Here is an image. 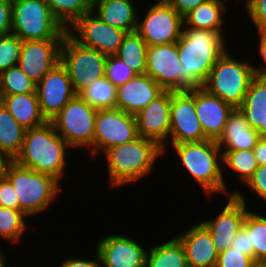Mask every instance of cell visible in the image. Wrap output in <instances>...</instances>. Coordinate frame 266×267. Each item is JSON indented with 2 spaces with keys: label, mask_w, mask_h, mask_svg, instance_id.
I'll return each instance as SVG.
<instances>
[{
  "label": "cell",
  "mask_w": 266,
  "mask_h": 267,
  "mask_svg": "<svg viewBox=\"0 0 266 267\" xmlns=\"http://www.w3.org/2000/svg\"><path fill=\"white\" fill-rule=\"evenodd\" d=\"M13 161L8 154L0 151V179L5 177L8 167Z\"/></svg>",
  "instance_id": "49"
},
{
  "label": "cell",
  "mask_w": 266,
  "mask_h": 267,
  "mask_svg": "<svg viewBox=\"0 0 266 267\" xmlns=\"http://www.w3.org/2000/svg\"><path fill=\"white\" fill-rule=\"evenodd\" d=\"M228 49L211 69L203 88L233 108L243 103L247 90L256 77L251 59H239Z\"/></svg>",
  "instance_id": "6"
},
{
  "label": "cell",
  "mask_w": 266,
  "mask_h": 267,
  "mask_svg": "<svg viewBox=\"0 0 266 267\" xmlns=\"http://www.w3.org/2000/svg\"><path fill=\"white\" fill-rule=\"evenodd\" d=\"M138 137L136 117L118 108L97 110L94 131V158L105 150ZM101 151V152H100Z\"/></svg>",
  "instance_id": "12"
},
{
  "label": "cell",
  "mask_w": 266,
  "mask_h": 267,
  "mask_svg": "<svg viewBox=\"0 0 266 267\" xmlns=\"http://www.w3.org/2000/svg\"><path fill=\"white\" fill-rule=\"evenodd\" d=\"M165 90L146 73L136 74L117 87L116 108L136 115Z\"/></svg>",
  "instance_id": "22"
},
{
  "label": "cell",
  "mask_w": 266,
  "mask_h": 267,
  "mask_svg": "<svg viewBox=\"0 0 266 267\" xmlns=\"http://www.w3.org/2000/svg\"><path fill=\"white\" fill-rule=\"evenodd\" d=\"M247 17L252 21L257 32L266 31V0H247L244 3Z\"/></svg>",
  "instance_id": "40"
},
{
  "label": "cell",
  "mask_w": 266,
  "mask_h": 267,
  "mask_svg": "<svg viewBox=\"0 0 266 267\" xmlns=\"http://www.w3.org/2000/svg\"><path fill=\"white\" fill-rule=\"evenodd\" d=\"M53 16L68 29L77 19L93 10L94 0H46Z\"/></svg>",
  "instance_id": "35"
},
{
  "label": "cell",
  "mask_w": 266,
  "mask_h": 267,
  "mask_svg": "<svg viewBox=\"0 0 266 267\" xmlns=\"http://www.w3.org/2000/svg\"><path fill=\"white\" fill-rule=\"evenodd\" d=\"M104 235L96 244L102 267H146L148 247L128 234Z\"/></svg>",
  "instance_id": "15"
},
{
  "label": "cell",
  "mask_w": 266,
  "mask_h": 267,
  "mask_svg": "<svg viewBox=\"0 0 266 267\" xmlns=\"http://www.w3.org/2000/svg\"><path fill=\"white\" fill-rule=\"evenodd\" d=\"M135 75L136 73L131 70L122 59L116 55L107 56L105 77L116 87L123 85Z\"/></svg>",
  "instance_id": "38"
},
{
  "label": "cell",
  "mask_w": 266,
  "mask_h": 267,
  "mask_svg": "<svg viewBox=\"0 0 266 267\" xmlns=\"http://www.w3.org/2000/svg\"><path fill=\"white\" fill-rule=\"evenodd\" d=\"M226 38L217 31L183 27L177 41L181 62L179 91L203 87L217 60L231 49Z\"/></svg>",
  "instance_id": "1"
},
{
  "label": "cell",
  "mask_w": 266,
  "mask_h": 267,
  "mask_svg": "<svg viewBox=\"0 0 266 267\" xmlns=\"http://www.w3.org/2000/svg\"><path fill=\"white\" fill-rule=\"evenodd\" d=\"M106 58V55L82 45L68 32L65 33L60 48V63L67 69L77 95L96 78L105 76Z\"/></svg>",
  "instance_id": "9"
},
{
  "label": "cell",
  "mask_w": 266,
  "mask_h": 267,
  "mask_svg": "<svg viewBox=\"0 0 266 267\" xmlns=\"http://www.w3.org/2000/svg\"><path fill=\"white\" fill-rule=\"evenodd\" d=\"M257 263L248 255L230 246L218 254L216 267H255Z\"/></svg>",
  "instance_id": "39"
},
{
  "label": "cell",
  "mask_w": 266,
  "mask_h": 267,
  "mask_svg": "<svg viewBox=\"0 0 266 267\" xmlns=\"http://www.w3.org/2000/svg\"><path fill=\"white\" fill-rule=\"evenodd\" d=\"M165 241L148 247L146 267H189L181 242L175 236Z\"/></svg>",
  "instance_id": "28"
},
{
  "label": "cell",
  "mask_w": 266,
  "mask_h": 267,
  "mask_svg": "<svg viewBox=\"0 0 266 267\" xmlns=\"http://www.w3.org/2000/svg\"><path fill=\"white\" fill-rule=\"evenodd\" d=\"M180 71L177 42L148 46L145 73L165 91H179Z\"/></svg>",
  "instance_id": "19"
},
{
  "label": "cell",
  "mask_w": 266,
  "mask_h": 267,
  "mask_svg": "<svg viewBox=\"0 0 266 267\" xmlns=\"http://www.w3.org/2000/svg\"><path fill=\"white\" fill-rule=\"evenodd\" d=\"M0 207L19 210L17 193L6 177L0 179Z\"/></svg>",
  "instance_id": "42"
},
{
  "label": "cell",
  "mask_w": 266,
  "mask_h": 267,
  "mask_svg": "<svg viewBox=\"0 0 266 267\" xmlns=\"http://www.w3.org/2000/svg\"><path fill=\"white\" fill-rule=\"evenodd\" d=\"M183 231L174 236L184 247L188 266L216 267L218 251L206 226L200 221Z\"/></svg>",
  "instance_id": "21"
},
{
  "label": "cell",
  "mask_w": 266,
  "mask_h": 267,
  "mask_svg": "<svg viewBox=\"0 0 266 267\" xmlns=\"http://www.w3.org/2000/svg\"><path fill=\"white\" fill-rule=\"evenodd\" d=\"M243 191L233 189V195L227 196L225 205L220 208V212L214 218L203 219L201 222L210 231L213 244L219 253L226 251L234 240L237 232L241 230L244 220L250 207L248 208L247 195Z\"/></svg>",
  "instance_id": "11"
},
{
  "label": "cell",
  "mask_w": 266,
  "mask_h": 267,
  "mask_svg": "<svg viewBox=\"0 0 266 267\" xmlns=\"http://www.w3.org/2000/svg\"><path fill=\"white\" fill-rule=\"evenodd\" d=\"M66 32L46 0H12L11 33L22 41L63 39Z\"/></svg>",
  "instance_id": "7"
},
{
  "label": "cell",
  "mask_w": 266,
  "mask_h": 267,
  "mask_svg": "<svg viewBox=\"0 0 266 267\" xmlns=\"http://www.w3.org/2000/svg\"><path fill=\"white\" fill-rule=\"evenodd\" d=\"M228 0H206L183 17L184 26L201 30H213L227 37L225 24ZM224 28V29H223ZM225 31V32H224Z\"/></svg>",
  "instance_id": "25"
},
{
  "label": "cell",
  "mask_w": 266,
  "mask_h": 267,
  "mask_svg": "<svg viewBox=\"0 0 266 267\" xmlns=\"http://www.w3.org/2000/svg\"><path fill=\"white\" fill-rule=\"evenodd\" d=\"M235 1H237V2H235V4H236V3H241V1L245 3L247 0H235Z\"/></svg>",
  "instance_id": "52"
},
{
  "label": "cell",
  "mask_w": 266,
  "mask_h": 267,
  "mask_svg": "<svg viewBox=\"0 0 266 267\" xmlns=\"http://www.w3.org/2000/svg\"><path fill=\"white\" fill-rule=\"evenodd\" d=\"M0 102L25 129L40 126L47 121L40 111L36 93L0 95Z\"/></svg>",
  "instance_id": "27"
},
{
  "label": "cell",
  "mask_w": 266,
  "mask_h": 267,
  "mask_svg": "<svg viewBox=\"0 0 266 267\" xmlns=\"http://www.w3.org/2000/svg\"><path fill=\"white\" fill-rule=\"evenodd\" d=\"M5 177L17 193L19 210L28 218L43 214L62 192V183L54 177L24 167L13 161Z\"/></svg>",
  "instance_id": "5"
},
{
  "label": "cell",
  "mask_w": 266,
  "mask_h": 267,
  "mask_svg": "<svg viewBox=\"0 0 266 267\" xmlns=\"http://www.w3.org/2000/svg\"><path fill=\"white\" fill-rule=\"evenodd\" d=\"M171 91H164L136 115L138 136L157 142L166 152L170 133Z\"/></svg>",
  "instance_id": "18"
},
{
  "label": "cell",
  "mask_w": 266,
  "mask_h": 267,
  "mask_svg": "<svg viewBox=\"0 0 266 267\" xmlns=\"http://www.w3.org/2000/svg\"><path fill=\"white\" fill-rule=\"evenodd\" d=\"M153 3L146 5L144 16H138L136 32L148 46L177 42L183 33V17L165 0Z\"/></svg>",
  "instance_id": "10"
},
{
  "label": "cell",
  "mask_w": 266,
  "mask_h": 267,
  "mask_svg": "<svg viewBox=\"0 0 266 267\" xmlns=\"http://www.w3.org/2000/svg\"><path fill=\"white\" fill-rule=\"evenodd\" d=\"M258 138V131L249 126L239 108H234L216 143L221 151L253 150Z\"/></svg>",
  "instance_id": "23"
},
{
  "label": "cell",
  "mask_w": 266,
  "mask_h": 267,
  "mask_svg": "<svg viewBox=\"0 0 266 267\" xmlns=\"http://www.w3.org/2000/svg\"><path fill=\"white\" fill-rule=\"evenodd\" d=\"M63 39L23 41L18 66L36 84L60 63Z\"/></svg>",
  "instance_id": "17"
},
{
  "label": "cell",
  "mask_w": 266,
  "mask_h": 267,
  "mask_svg": "<svg viewBox=\"0 0 266 267\" xmlns=\"http://www.w3.org/2000/svg\"><path fill=\"white\" fill-rule=\"evenodd\" d=\"M136 3L134 0H94L92 11L108 25L131 33L136 31L141 15Z\"/></svg>",
  "instance_id": "24"
},
{
  "label": "cell",
  "mask_w": 266,
  "mask_h": 267,
  "mask_svg": "<svg viewBox=\"0 0 266 267\" xmlns=\"http://www.w3.org/2000/svg\"><path fill=\"white\" fill-rule=\"evenodd\" d=\"M231 246L254 260V247L251 245L249 233L243 227L237 232Z\"/></svg>",
  "instance_id": "43"
},
{
  "label": "cell",
  "mask_w": 266,
  "mask_h": 267,
  "mask_svg": "<svg viewBox=\"0 0 266 267\" xmlns=\"http://www.w3.org/2000/svg\"><path fill=\"white\" fill-rule=\"evenodd\" d=\"M239 109L259 137H266V79L263 76L252 80Z\"/></svg>",
  "instance_id": "26"
},
{
  "label": "cell",
  "mask_w": 266,
  "mask_h": 267,
  "mask_svg": "<svg viewBox=\"0 0 266 267\" xmlns=\"http://www.w3.org/2000/svg\"><path fill=\"white\" fill-rule=\"evenodd\" d=\"M168 147L172 148L170 151L175 153L173 155L177 161L179 159L181 167L183 165V171L188 172L191 180L197 182L196 185L200 186L208 198L219 193L224 196L233 195V190L229 189L223 175V154L215 140L167 145L164 152L167 156Z\"/></svg>",
  "instance_id": "3"
},
{
  "label": "cell",
  "mask_w": 266,
  "mask_h": 267,
  "mask_svg": "<svg viewBox=\"0 0 266 267\" xmlns=\"http://www.w3.org/2000/svg\"><path fill=\"white\" fill-rule=\"evenodd\" d=\"M117 87L105 76L96 78L93 83L78 95L96 110L116 108Z\"/></svg>",
  "instance_id": "32"
},
{
  "label": "cell",
  "mask_w": 266,
  "mask_h": 267,
  "mask_svg": "<svg viewBox=\"0 0 266 267\" xmlns=\"http://www.w3.org/2000/svg\"><path fill=\"white\" fill-rule=\"evenodd\" d=\"M257 36L259 37L257 40V46L258 50L256 51L259 53L260 59L263 61V63H260L259 65H252L254 72L256 76H263L266 73V31L265 32H257Z\"/></svg>",
  "instance_id": "46"
},
{
  "label": "cell",
  "mask_w": 266,
  "mask_h": 267,
  "mask_svg": "<svg viewBox=\"0 0 266 267\" xmlns=\"http://www.w3.org/2000/svg\"><path fill=\"white\" fill-rule=\"evenodd\" d=\"M96 255V256H95ZM94 255V259H84V258H75L67 257L63 262H61L59 267H102L99 255L97 252Z\"/></svg>",
  "instance_id": "45"
},
{
  "label": "cell",
  "mask_w": 266,
  "mask_h": 267,
  "mask_svg": "<svg viewBox=\"0 0 266 267\" xmlns=\"http://www.w3.org/2000/svg\"><path fill=\"white\" fill-rule=\"evenodd\" d=\"M171 5L182 17L197 8L206 0H165Z\"/></svg>",
  "instance_id": "47"
},
{
  "label": "cell",
  "mask_w": 266,
  "mask_h": 267,
  "mask_svg": "<svg viewBox=\"0 0 266 267\" xmlns=\"http://www.w3.org/2000/svg\"><path fill=\"white\" fill-rule=\"evenodd\" d=\"M72 149L56 132L51 121L26 129L24 141L14 161L21 166L50 175L63 182L67 176V155Z\"/></svg>",
  "instance_id": "4"
},
{
  "label": "cell",
  "mask_w": 266,
  "mask_h": 267,
  "mask_svg": "<svg viewBox=\"0 0 266 267\" xmlns=\"http://www.w3.org/2000/svg\"><path fill=\"white\" fill-rule=\"evenodd\" d=\"M254 210V211H253ZM250 209L244 220L243 228L249 233L251 245L254 247V261L266 264V214Z\"/></svg>",
  "instance_id": "33"
},
{
  "label": "cell",
  "mask_w": 266,
  "mask_h": 267,
  "mask_svg": "<svg viewBox=\"0 0 266 267\" xmlns=\"http://www.w3.org/2000/svg\"><path fill=\"white\" fill-rule=\"evenodd\" d=\"M147 48L148 45L136 31L127 33L116 56L122 59L136 74H144L146 72Z\"/></svg>",
  "instance_id": "30"
},
{
  "label": "cell",
  "mask_w": 266,
  "mask_h": 267,
  "mask_svg": "<svg viewBox=\"0 0 266 267\" xmlns=\"http://www.w3.org/2000/svg\"><path fill=\"white\" fill-rule=\"evenodd\" d=\"M25 132L26 129L0 102V151L14 160L21 150Z\"/></svg>",
  "instance_id": "29"
},
{
  "label": "cell",
  "mask_w": 266,
  "mask_h": 267,
  "mask_svg": "<svg viewBox=\"0 0 266 267\" xmlns=\"http://www.w3.org/2000/svg\"><path fill=\"white\" fill-rule=\"evenodd\" d=\"M255 267H266V264H257Z\"/></svg>",
  "instance_id": "51"
},
{
  "label": "cell",
  "mask_w": 266,
  "mask_h": 267,
  "mask_svg": "<svg viewBox=\"0 0 266 267\" xmlns=\"http://www.w3.org/2000/svg\"><path fill=\"white\" fill-rule=\"evenodd\" d=\"M36 94L40 111L47 121L56 116L77 95L68 71L61 63L36 84Z\"/></svg>",
  "instance_id": "16"
},
{
  "label": "cell",
  "mask_w": 266,
  "mask_h": 267,
  "mask_svg": "<svg viewBox=\"0 0 266 267\" xmlns=\"http://www.w3.org/2000/svg\"><path fill=\"white\" fill-rule=\"evenodd\" d=\"M36 93V83L17 66L0 73V95Z\"/></svg>",
  "instance_id": "36"
},
{
  "label": "cell",
  "mask_w": 266,
  "mask_h": 267,
  "mask_svg": "<svg viewBox=\"0 0 266 267\" xmlns=\"http://www.w3.org/2000/svg\"><path fill=\"white\" fill-rule=\"evenodd\" d=\"M195 109L204 136L216 141L234 108L205 88L199 87L195 88Z\"/></svg>",
  "instance_id": "20"
},
{
  "label": "cell",
  "mask_w": 266,
  "mask_h": 267,
  "mask_svg": "<svg viewBox=\"0 0 266 267\" xmlns=\"http://www.w3.org/2000/svg\"><path fill=\"white\" fill-rule=\"evenodd\" d=\"M67 32L82 45L94 48L106 56L116 55L127 34L103 22L93 11L77 19Z\"/></svg>",
  "instance_id": "14"
},
{
  "label": "cell",
  "mask_w": 266,
  "mask_h": 267,
  "mask_svg": "<svg viewBox=\"0 0 266 267\" xmlns=\"http://www.w3.org/2000/svg\"><path fill=\"white\" fill-rule=\"evenodd\" d=\"M108 174V185L119 189L154 174L160 158L165 155L157 142L138 136L136 139L114 146L103 152ZM164 155V156H163ZM160 157V158H159ZM158 160V161H157Z\"/></svg>",
  "instance_id": "2"
},
{
  "label": "cell",
  "mask_w": 266,
  "mask_h": 267,
  "mask_svg": "<svg viewBox=\"0 0 266 267\" xmlns=\"http://www.w3.org/2000/svg\"><path fill=\"white\" fill-rule=\"evenodd\" d=\"M253 151L258 164H266V137L258 138L256 146L253 148Z\"/></svg>",
  "instance_id": "48"
},
{
  "label": "cell",
  "mask_w": 266,
  "mask_h": 267,
  "mask_svg": "<svg viewBox=\"0 0 266 267\" xmlns=\"http://www.w3.org/2000/svg\"><path fill=\"white\" fill-rule=\"evenodd\" d=\"M22 42L13 33L0 36V73L17 66Z\"/></svg>",
  "instance_id": "37"
},
{
  "label": "cell",
  "mask_w": 266,
  "mask_h": 267,
  "mask_svg": "<svg viewBox=\"0 0 266 267\" xmlns=\"http://www.w3.org/2000/svg\"><path fill=\"white\" fill-rule=\"evenodd\" d=\"M96 114V109L76 95L50 121L71 148L89 150L88 154L94 158Z\"/></svg>",
  "instance_id": "8"
},
{
  "label": "cell",
  "mask_w": 266,
  "mask_h": 267,
  "mask_svg": "<svg viewBox=\"0 0 266 267\" xmlns=\"http://www.w3.org/2000/svg\"><path fill=\"white\" fill-rule=\"evenodd\" d=\"M27 218L20 210L0 207V238L13 245L23 242L22 239L25 238L23 236L27 232V229L29 231V226L26 222Z\"/></svg>",
  "instance_id": "34"
},
{
  "label": "cell",
  "mask_w": 266,
  "mask_h": 267,
  "mask_svg": "<svg viewBox=\"0 0 266 267\" xmlns=\"http://www.w3.org/2000/svg\"><path fill=\"white\" fill-rule=\"evenodd\" d=\"M0 247H1V245H0ZM7 258L8 257H6L4 250L0 248V267H9V265L7 266L9 259H7Z\"/></svg>",
  "instance_id": "50"
},
{
  "label": "cell",
  "mask_w": 266,
  "mask_h": 267,
  "mask_svg": "<svg viewBox=\"0 0 266 267\" xmlns=\"http://www.w3.org/2000/svg\"><path fill=\"white\" fill-rule=\"evenodd\" d=\"M222 154L223 172L226 171L223 175L227 176V170H230V174L236 175L235 179L244 185L259 166L253 150L222 151Z\"/></svg>",
  "instance_id": "31"
},
{
  "label": "cell",
  "mask_w": 266,
  "mask_h": 267,
  "mask_svg": "<svg viewBox=\"0 0 266 267\" xmlns=\"http://www.w3.org/2000/svg\"><path fill=\"white\" fill-rule=\"evenodd\" d=\"M204 136L195 109V89L171 91L170 133L167 145L201 142Z\"/></svg>",
  "instance_id": "13"
},
{
  "label": "cell",
  "mask_w": 266,
  "mask_h": 267,
  "mask_svg": "<svg viewBox=\"0 0 266 267\" xmlns=\"http://www.w3.org/2000/svg\"><path fill=\"white\" fill-rule=\"evenodd\" d=\"M245 186L252 192L251 196L257 195V200L261 201L262 199V203L266 204V164L258 166Z\"/></svg>",
  "instance_id": "41"
},
{
  "label": "cell",
  "mask_w": 266,
  "mask_h": 267,
  "mask_svg": "<svg viewBox=\"0 0 266 267\" xmlns=\"http://www.w3.org/2000/svg\"><path fill=\"white\" fill-rule=\"evenodd\" d=\"M12 29V0H0V36Z\"/></svg>",
  "instance_id": "44"
}]
</instances>
